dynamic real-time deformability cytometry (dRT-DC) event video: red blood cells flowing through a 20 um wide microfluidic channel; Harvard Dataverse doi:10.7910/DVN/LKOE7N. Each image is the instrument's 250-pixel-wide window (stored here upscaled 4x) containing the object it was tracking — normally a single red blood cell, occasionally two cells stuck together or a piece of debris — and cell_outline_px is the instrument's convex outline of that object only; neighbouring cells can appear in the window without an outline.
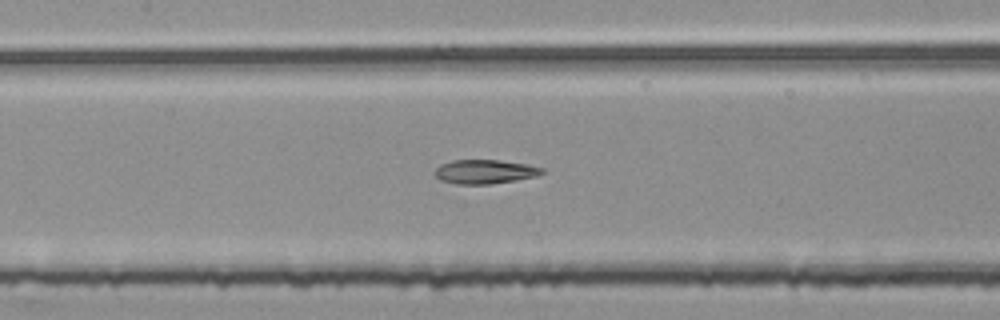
{"species": "common noctule bat (a hibernating species)", "species_latin": "Nyctalus noctula", "temperature_condition": "room temperature", "stored_images_in_passage": 48, "segment_of_instrument_passage": [2, 2], "camera_frame_rate_fps": 3000, "um_per_image_px": 0.085, "animal": {"sex": "female", "body_mass_g": 25.1}, "frame": {"image": 1, "passage_image": 19, "time_ms": 6.0, "image_size_px": [1000, 320], "cell_outline_px": [[548, 172], [536, 176], [488, 184], [456, 184], [440, 180], [436, 176], [436, 168], [440, 164], [452, 160], [500, 160], [528, 164], [544, 168]], "centroid_in_image_um": [41.24, 14.58], "position_along_channel_um": 166.2, "area_um2": 15.03}}
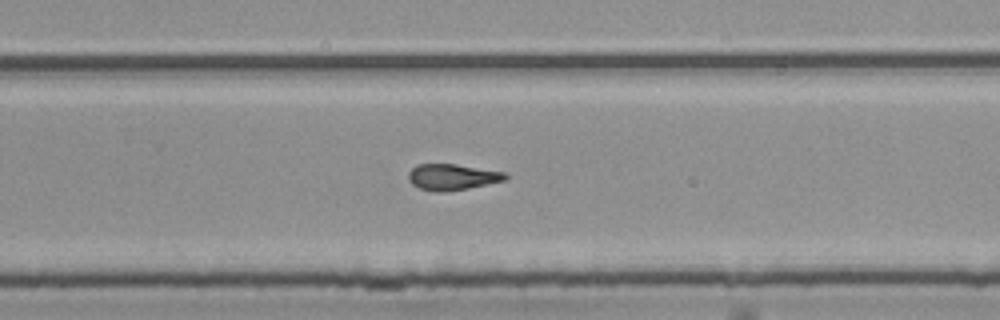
{"frame": {"image": 2, "passage_image": 29, "time_ms": 9.333, "image_size_px": [1000, 320], "cell_outline_px": [[508, 176], [504, 180], [468, 188], [444, 192], [436, 192], [420, 188], [412, 184], [408, 180], [408, 172], [416, 164], [456, 164], [504, 172]], "centroid_in_image_um": [38.39, 15.04], "position_along_channel_um": 291.4, "area_um2": 14.62}}
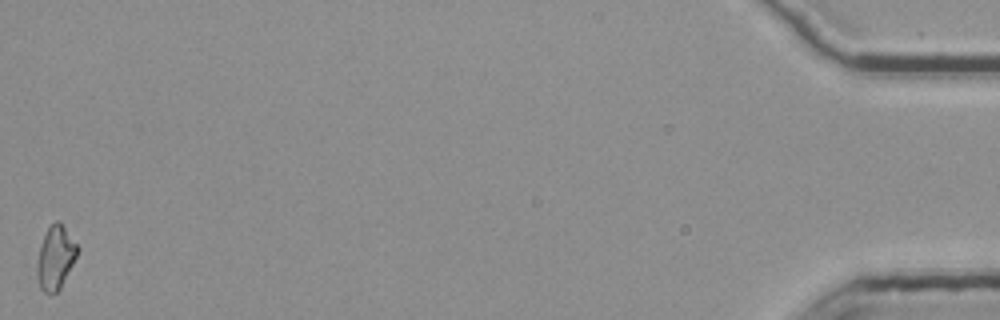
{"frame": {"image": 3, "passage_image": 48, "time_ms": 15.667, "image_size_px": [1000, 320], "cell_outline_px": [[80, 248], [60, 288], [56, 292], [44, 292], [40, 288], [36, 276], [36, 264], [40, 244], [48, 228], [56, 220], [64, 228]], "centroid_in_image_um": [4.68, 21.92], "position_along_channel_um": 430.5, "area_um2": 14.57}}